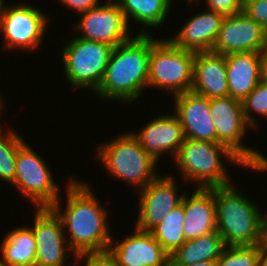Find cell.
Here are the masks:
<instances>
[{
  "mask_svg": "<svg viewBox=\"0 0 267 266\" xmlns=\"http://www.w3.org/2000/svg\"><path fill=\"white\" fill-rule=\"evenodd\" d=\"M235 187H214L217 232L226 247L262 244L263 211Z\"/></svg>",
  "mask_w": 267,
  "mask_h": 266,
  "instance_id": "3",
  "label": "cell"
},
{
  "mask_svg": "<svg viewBox=\"0 0 267 266\" xmlns=\"http://www.w3.org/2000/svg\"><path fill=\"white\" fill-rule=\"evenodd\" d=\"M74 266H116L113 258L107 253H82L74 257ZM77 264V265H76Z\"/></svg>",
  "mask_w": 267,
  "mask_h": 266,
  "instance_id": "31",
  "label": "cell"
},
{
  "mask_svg": "<svg viewBox=\"0 0 267 266\" xmlns=\"http://www.w3.org/2000/svg\"><path fill=\"white\" fill-rule=\"evenodd\" d=\"M66 42L60 58L70 87L95 92L104 77L113 47L76 36Z\"/></svg>",
  "mask_w": 267,
  "mask_h": 266,
  "instance_id": "8",
  "label": "cell"
},
{
  "mask_svg": "<svg viewBox=\"0 0 267 266\" xmlns=\"http://www.w3.org/2000/svg\"><path fill=\"white\" fill-rule=\"evenodd\" d=\"M184 217L183 197L182 203L149 231L170 256L186 242L183 230Z\"/></svg>",
  "mask_w": 267,
  "mask_h": 266,
  "instance_id": "25",
  "label": "cell"
},
{
  "mask_svg": "<svg viewBox=\"0 0 267 266\" xmlns=\"http://www.w3.org/2000/svg\"><path fill=\"white\" fill-rule=\"evenodd\" d=\"M0 125V180L11 185L16 172V158L18 148L25 142V138L14 129Z\"/></svg>",
  "mask_w": 267,
  "mask_h": 266,
  "instance_id": "26",
  "label": "cell"
},
{
  "mask_svg": "<svg viewBox=\"0 0 267 266\" xmlns=\"http://www.w3.org/2000/svg\"><path fill=\"white\" fill-rule=\"evenodd\" d=\"M6 0L4 1V0H0V17H1V15H2V11L4 10V7H5V5H6Z\"/></svg>",
  "mask_w": 267,
  "mask_h": 266,
  "instance_id": "39",
  "label": "cell"
},
{
  "mask_svg": "<svg viewBox=\"0 0 267 266\" xmlns=\"http://www.w3.org/2000/svg\"><path fill=\"white\" fill-rule=\"evenodd\" d=\"M133 231L120 241L112 236L107 253L116 266H169L171 256L149 231Z\"/></svg>",
  "mask_w": 267,
  "mask_h": 266,
  "instance_id": "15",
  "label": "cell"
},
{
  "mask_svg": "<svg viewBox=\"0 0 267 266\" xmlns=\"http://www.w3.org/2000/svg\"><path fill=\"white\" fill-rule=\"evenodd\" d=\"M262 245L263 248L267 251V231H264Z\"/></svg>",
  "mask_w": 267,
  "mask_h": 266,
  "instance_id": "37",
  "label": "cell"
},
{
  "mask_svg": "<svg viewBox=\"0 0 267 266\" xmlns=\"http://www.w3.org/2000/svg\"><path fill=\"white\" fill-rule=\"evenodd\" d=\"M163 175V176H162ZM138 190V214L134 227L141 231H150L162 222L171 210L182 203L186 194L181 192L175 175L162 174ZM179 193V194H178Z\"/></svg>",
  "mask_w": 267,
  "mask_h": 266,
  "instance_id": "13",
  "label": "cell"
},
{
  "mask_svg": "<svg viewBox=\"0 0 267 266\" xmlns=\"http://www.w3.org/2000/svg\"><path fill=\"white\" fill-rule=\"evenodd\" d=\"M209 106L216 127V143L226 146L251 172L265 173L267 156L243 142L252 128L246 122L242 101L231 96L211 98Z\"/></svg>",
  "mask_w": 267,
  "mask_h": 266,
  "instance_id": "6",
  "label": "cell"
},
{
  "mask_svg": "<svg viewBox=\"0 0 267 266\" xmlns=\"http://www.w3.org/2000/svg\"><path fill=\"white\" fill-rule=\"evenodd\" d=\"M34 210L33 225L29 228L36 242L35 266H74V262H67L73 251L65 238L61 218L51 207Z\"/></svg>",
  "mask_w": 267,
  "mask_h": 266,
  "instance_id": "12",
  "label": "cell"
},
{
  "mask_svg": "<svg viewBox=\"0 0 267 266\" xmlns=\"http://www.w3.org/2000/svg\"><path fill=\"white\" fill-rule=\"evenodd\" d=\"M130 27V20L141 25L137 34L148 35L149 28L162 26L168 18L174 0H116ZM173 1V2H172ZM149 27V28H148ZM147 30V31H146Z\"/></svg>",
  "mask_w": 267,
  "mask_h": 266,
  "instance_id": "22",
  "label": "cell"
},
{
  "mask_svg": "<svg viewBox=\"0 0 267 266\" xmlns=\"http://www.w3.org/2000/svg\"><path fill=\"white\" fill-rule=\"evenodd\" d=\"M201 1H202V0H186V2L189 3V5H191V4L193 5V3H195V4L198 3L197 6H199V4L201 3ZM199 2H200V3H199Z\"/></svg>",
  "mask_w": 267,
  "mask_h": 266,
  "instance_id": "40",
  "label": "cell"
},
{
  "mask_svg": "<svg viewBox=\"0 0 267 266\" xmlns=\"http://www.w3.org/2000/svg\"><path fill=\"white\" fill-rule=\"evenodd\" d=\"M25 2H14V5L9 6L6 4L2 11L0 34L6 51L16 49L35 52L43 44L51 19L46 15L47 12Z\"/></svg>",
  "mask_w": 267,
  "mask_h": 266,
  "instance_id": "10",
  "label": "cell"
},
{
  "mask_svg": "<svg viewBox=\"0 0 267 266\" xmlns=\"http://www.w3.org/2000/svg\"><path fill=\"white\" fill-rule=\"evenodd\" d=\"M114 47L104 77L93 93L103 102H137L148 88L151 45L158 39L150 34H134Z\"/></svg>",
  "mask_w": 267,
  "mask_h": 266,
  "instance_id": "2",
  "label": "cell"
},
{
  "mask_svg": "<svg viewBox=\"0 0 267 266\" xmlns=\"http://www.w3.org/2000/svg\"><path fill=\"white\" fill-rule=\"evenodd\" d=\"M1 241L0 260L7 266H35L36 242L29 225L6 232Z\"/></svg>",
  "mask_w": 267,
  "mask_h": 266,
  "instance_id": "23",
  "label": "cell"
},
{
  "mask_svg": "<svg viewBox=\"0 0 267 266\" xmlns=\"http://www.w3.org/2000/svg\"><path fill=\"white\" fill-rule=\"evenodd\" d=\"M260 63V79L267 82V47L260 51L259 55Z\"/></svg>",
  "mask_w": 267,
  "mask_h": 266,
  "instance_id": "33",
  "label": "cell"
},
{
  "mask_svg": "<svg viewBox=\"0 0 267 266\" xmlns=\"http://www.w3.org/2000/svg\"><path fill=\"white\" fill-rule=\"evenodd\" d=\"M169 266H216V262L202 261L193 265H169Z\"/></svg>",
  "mask_w": 267,
  "mask_h": 266,
  "instance_id": "35",
  "label": "cell"
},
{
  "mask_svg": "<svg viewBox=\"0 0 267 266\" xmlns=\"http://www.w3.org/2000/svg\"><path fill=\"white\" fill-rule=\"evenodd\" d=\"M260 266H267V251L263 247L260 250Z\"/></svg>",
  "mask_w": 267,
  "mask_h": 266,
  "instance_id": "34",
  "label": "cell"
},
{
  "mask_svg": "<svg viewBox=\"0 0 267 266\" xmlns=\"http://www.w3.org/2000/svg\"><path fill=\"white\" fill-rule=\"evenodd\" d=\"M7 104V102L5 103V100L2 98V95L0 94V116L2 115L1 113L3 112L4 109H6L5 105ZM0 125H2V123L0 122Z\"/></svg>",
  "mask_w": 267,
  "mask_h": 266,
  "instance_id": "36",
  "label": "cell"
},
{
  "mask_svg": "<svg viewBox=\"0 0 267 266\" xmlns=\"http://www.w3.org/2000/svg\"><path fill=\"white\" fill-rule=\"evenodd\" d=\"M174 114L180 120L185 139L216 143V127L209 99L192 91L173 96Z\"/></svg>",
  "mask_w": 267,
  "mask_h": 266,
  "instance_id": "17",
  "label": "cell"
},
{
  "mask_svg": "<svg viewBox=\"0 0 267 266\" xmlns=\"http://www.w3.org/2000/svg\"><path fill=\"white\" fill-rule=\"evenodd\" d=\"M191 91L208 99L229 96L225 55L196 52Z\"/></svg>",
  "mask_w": 267,
  "mask_h": 266,
  "instance_id": "19",
  "label": "cell"
},
{
  "mask_svg": "<svg viewBox=\"0 0 267 266\" xmlns=\"http://www.w3.org/2000/svg\"><path fill=\"white\" fill-rule=\"evenodd\" d=\"M242 105L246 122L255 130V127L260 125L258 124V118L255 116L259 115L260 118L267 120V82L260 81L242 101Z\"/></svg>",
  "mask_w": 267,
  "mask_h": 266,
  "instance_id": "28",
  "label": "cell"
},
{
  "mask_svg": "<svg viewBox=\"0 0 267 266\" xmlns=\"http://www.w3.org/2000/svg\"><path fill=\"white\" fill-rule=\"evenodd\" d=\"M267 47V30L243 11L225 16L212 52L227 55L260 52Z\"/></svg>",
  "mask_w": 267,
  "mask_h": 266,
  "instance_id": "14",
  "label": "cell"
},
{
  "mask_svg": "<svg viewBox=\"0 0 267 266\" xmlns=\"http://www.w3.org/2000/svg\"><path fill=\"white\" fill-rule=\"evenodd\" d=\"M196 53L175 46L169 39H157L151 45L148 88L161 89L175 96L190 92Z\"/></svg>",
  "mask_w": 267,
  "mask_h": 266,
  "instance_id": "7",
  "label": "cell"
},
{
  "mask_svg": "<svg viewBox=\"0 0 267 266\" xmlns=\"http://www.w3.org/2000/svg\"><path fill=\"white\" fill-rule=\"evenodd\" d=\"M46 160L25 141L17 151L16 172L11 184L29 200L33 208L51 207L61 197Z\"/></svg>",
  "mask_w": 267,
  "mask_h": 266,
  "instance_id": "9",
  "label": "cell"
},
{
  "mask_svg": "<svg viewBox=\"0 0 267 266\" xmlns=\"http://www.w3.org/2000/svg\"><path fill=\"white\" fill-rule=\"evenodd\" d=\"M224 15L208 9L194 14L173 37L168 39L177 47L192 52H212Z\"/></svg>",
  "mask_w": 267,
  "mask_h": 266,
  "instance_id": "18",
  "label": "cell"
},
{
  "mask_svg": "<svg viewBox=\"0 0 267 266\" xmlns=\"http://www.w3.org/2000/svg\"><path fill=\"white\" fill-rule=\"evenodd\" d=\"M243 12L267 30V0H244Z\"/></svg>",
  "mask_w": 267,
  "mask_h": 266,
  "instance_id": "30",
  "label": "cell"
},
{
  "mask_svg": "<svg viewBox=\"0 0 267 266\" xmlns=\"http://www.w3.org/2000/svg\"><path fill=\"white\" fill-rule=\"evenodd\" d=\"M108 1V2H107ZM99 6L80 13V19L72 28L76 37L107 44L113 48L133 37L120 5L116 0H107Z\"/></svg>",
  "mask_w": 267,
  "mask_h": 266,
  "instance_id": "11",
  "label": "cell"
},
{
  "mask_svg": "<svg viewBox=\"0 0 267 266\" xmlns=\"http://www.w3.org/2000/svg\"><path fill=\"white\" fill-rule=\"evenodd\" d=\"M263 230L267 231V212L263 213Z\"/></svg>",
  "mask_w": 267,
  "mask_h": 266,
  "instance_id": "38",
  "label": "cell"
},
{
  "mask_svg": "<svg viewBox=\"0 0 267 266\" xmlns=\"http://www.w3.org/2000/svg\"><path fill=\"white\" fill-rule=\"evenodd\" d=\"M184 236L195 239L217 231L214 188H196L184 195Z\"/></svg>",
  "mask_w": 267,
  "mask_h": 266,
  "instance_id": "20",
  "label": "cell"
},
{
  "mask_svg": "<svg viewBox=\"0 0 267 266\" xmlns=\"http://www.w3.org/2000/svg\"><path fill=\"white\" fill-rule=\"evenodd\" d=\"M226 245L217 231L187 240L170 258L169 265H193L202 261L216 262Z\"/></svg>",
  "mask_w": 267,
  "mask_h": 266,
  "instance_id": "24",
  "label": "cell"
},
{
  "mask_svg": "<svg viewBox=\"0 0 267 266\" xmlns=\"http://www.w3.org/2000/svg\"><path fill=\"white\" fill-rule=\"evenodd\" d=\"M59 1L64 7L75 11L78 13H83L88 11L92 8H95L101 4V0H57Z\"/></svg>",
  "mask_w": 267,
  "mask_h": 266,
  "instance_id": "32",
  "label": "cell"
},
{
  "mask_svg": "<svg viewBox=\"0 0 267 266\" xmlns=\"http://www.w3.org/2000/svg\"><path fill=\"white\" fill-rule=\"evenodd\" d=\"M110 140L96 147V161L105 166L111 177L128 183L137 192L160 175L156 170L158 162L142 148L131 131L121 132Z\"/></svg>",
  "mask_w": 267,
  "mask_h": 266,
  "instance_id": "5",
  "label": "cell"
},
{
  "mask_svg": "<svg viewBox=\"0 0 267 266\" xmlns=\"http://www.w3.org/2000/svg\"><path fill=\"white\" fill-rule=\"evenodd\" d=\"M262 244L226 247L216 266H260Z\"/></svg>",
  "mask_w": 267,
  "mask_h": 266,
  "instance_id": "27",
  "label": "cell"
},
{
  "mask_svg": "<svg viewBox=\"0 0 267 266\" xmlns=\"http://www.w3.org/2000/svg\"><path fill=\"white\" fill-rule=\"evenodd\" d=\"M0 266H7V265L0 260Z\"/></svg>",
  "mask_w": 267,
  "mask_h": 266,
  "instance_id": "41",
  "label": "cell"
},
{
  "mask_svg": "<svg viewBox=\"0 0 267 266\" xmlns=\"http://www.w3.org/2000/svg\"><path fill=\"white\" fill-rule=\"evenodd\" d=\"M66 188L65 203L59 197L51 208L61 218L65 238L73 251L71 256L74 259L77 254L107 252L112 240L107 207L86 181L70 177Z\"/></svg>",
  "mask_w": 267,
  "mask_h": 266,
  "instance_id": "1",
  "label": "cell"
},
{
  "mask_svg": "<svg viewBox=\"0 0 267 266\" xmlns=\"http://www.w3.org/2000/svg\"><path fill=\"white\" fill-rule=\"evenodd\" d=\"M206 9L224 16L235 15L243 11L244 0H204Z\"/></svg>",
  "mask_w": 267,
  "mask_h": 266,
  "instance_id": "29",
  "label": "cell"
},
{
  "mask_svg": "<svg viewBox=\"0 0 267 266\" xmlns=\"http://www.w3.org/2000/svg\"><path fill=\"white\" fill-rule=\"evenodd\" d=\"M171 160L175 163L176 169L180 170L178 173L183 178L182 183L194 182L197 188H214L232 184L226 163L247 168L226 146L192 139H185L176 156ZM224 162H226L225 165Z\"/></svg>",
  "mask_w": 267,
  "mask_h": 266,
  "instance_id": "4",
  "label": "cell"
},
{
  "mask_svg": "<svg viewBox=\"0 0 267 266\" xmlns=\"http://www.w3.org/2000/svg\"><path fill=\"white\" fill-rule=\"evenodd\" d=\"M260 52H240L225 55L229 96L243 101L259 84Z\"/></svg>",
  "mask_w": 267,
  "mask_h": 266,
  "instance_id": "21",
  "label": "cell"
},
{
  "mask_svg": "<svg viewBox=\"0 0 267 266\" xmlns=\"http://www.w3.org/2000/svg\"><path fill=\"white\" fill-rule=\"evenodd\" d=\"M164 114L145 123L140 130H130L142 148L157 162L167 154L174 158L185 140L178 117L174 113Z\"/></svg>",
  "mask_w": 267,
  "mask_h": 266,
  "instance_id": "16",
  "label": "cell"
}]
</instances>
